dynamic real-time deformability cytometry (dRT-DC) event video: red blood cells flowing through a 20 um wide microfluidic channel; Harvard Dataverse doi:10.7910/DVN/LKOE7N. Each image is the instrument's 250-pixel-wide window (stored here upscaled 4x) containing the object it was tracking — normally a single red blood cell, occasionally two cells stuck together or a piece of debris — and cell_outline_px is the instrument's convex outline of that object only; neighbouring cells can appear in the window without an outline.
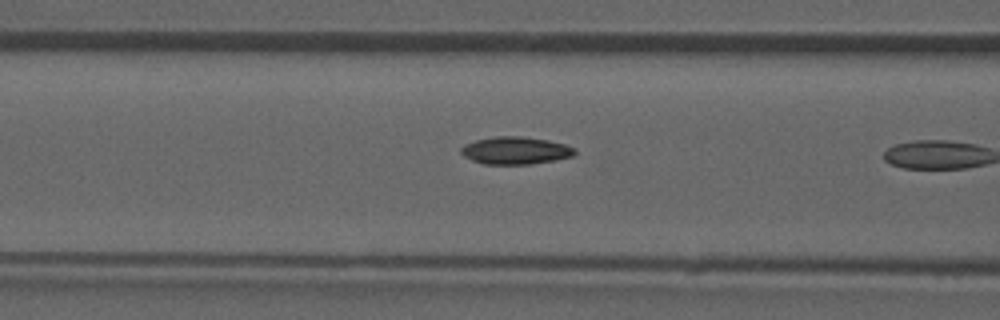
{"species": "common noctule bat (a hibernating species)", "species_latin": "Nyctalus noctula", "temperature_condition": "room temperature", "stored_images_in_passage": 5, "camera_frame_rate_fps": 3000, "um_per_image_px": 0.085, "animal": {"sex": "male", "forearm_length_mm": 52.5}, "frame": {"image": 1, "passage_image": 4, "time_ms": 4.333, "image_size_px": [1000, 320], "cell_outline_px": [[576, 152], [572, 156], [556, 160], [532, 164], [484, 164], [472, 160], [464, 156], [460, 152], [460, 148], [464, 144], [476, 140], [500, 136], [520, 136], [548, 140], [564, 144], [576, 148]], "centroid_in_image_um": [43.82, 12.8], "position_along_channel_um": 122.8, "area_um2": 18.21}}